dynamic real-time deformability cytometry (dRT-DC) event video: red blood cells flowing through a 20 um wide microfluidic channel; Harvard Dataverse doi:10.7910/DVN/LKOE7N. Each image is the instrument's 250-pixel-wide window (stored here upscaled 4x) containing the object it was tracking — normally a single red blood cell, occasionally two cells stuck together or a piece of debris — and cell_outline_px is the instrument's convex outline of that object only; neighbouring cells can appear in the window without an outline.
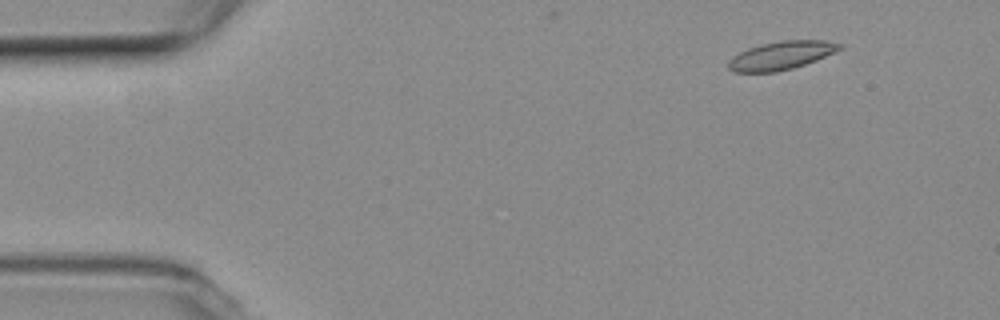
{"species": "common noctule bat (a hibernating species)", "species_latin": "Nyctalus noctula", "temperature_condition": "room temperature", "stored_images_in_passage": 11, "camera_frame_rate_fps": 3000, "um_per_image_px": 0.085, "animal": {"sex": "female", "body_mass_g": 19.3, "forearm_length_mm": 54.1}, "frame": {"image": 1, "passage_image": 6, "time_ms": 1.667, "image_size_px": [1000, 320], "cell_outline_px": [[844, 48], [816, 60], [792, 68], [776, 72], [732, 72], [728, 68], [728, 60], [732, 56], [748, 48], [764, 44], [784, 40], [824, 40], [844, 44]], "centroid_in_image_um": [66.41, 4.71], "position_along_channel_um": 18.6, "area_um2": 18.32}}